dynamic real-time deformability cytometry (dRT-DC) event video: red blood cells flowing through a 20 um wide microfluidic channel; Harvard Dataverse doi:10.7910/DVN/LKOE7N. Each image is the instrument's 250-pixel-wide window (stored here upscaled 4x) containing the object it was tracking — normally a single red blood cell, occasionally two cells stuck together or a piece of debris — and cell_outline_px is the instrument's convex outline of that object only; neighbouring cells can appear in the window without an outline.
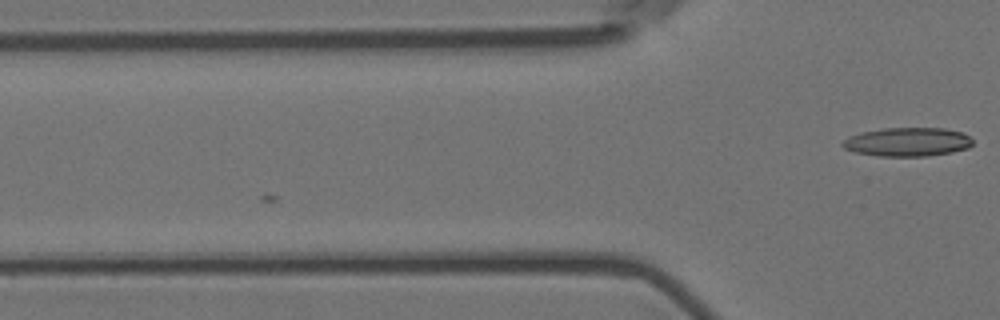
{"species": "Egyptian fruit bat (a non-hibernating species)", "species_latin": "Rousettus aegyptiacus", "temperature_condition": "room temperature", "stored_images_in_passage": 5, "camera_frame_rate_fps": 3000, "um_per_image_px": 0.085, "animal": {"sex": "female"}, "frame": {"image": 1, "passage_image": 5, "time_ms": 1.333, "image_size_px": [1000, 320], "cell_outline_px": [[972, 144], [968, 148], [952, 152], [928, 156], [880, 156], [856, 152], [844, 148], [840, 144], [848, 136], [860, 132], [880, 128], [944, 128], [964, 132], [972, 140]], "centroid_in_image_um": [77.13, 12.05], "position_along_channel_um": 48.7, "area_um2": 21.96}}